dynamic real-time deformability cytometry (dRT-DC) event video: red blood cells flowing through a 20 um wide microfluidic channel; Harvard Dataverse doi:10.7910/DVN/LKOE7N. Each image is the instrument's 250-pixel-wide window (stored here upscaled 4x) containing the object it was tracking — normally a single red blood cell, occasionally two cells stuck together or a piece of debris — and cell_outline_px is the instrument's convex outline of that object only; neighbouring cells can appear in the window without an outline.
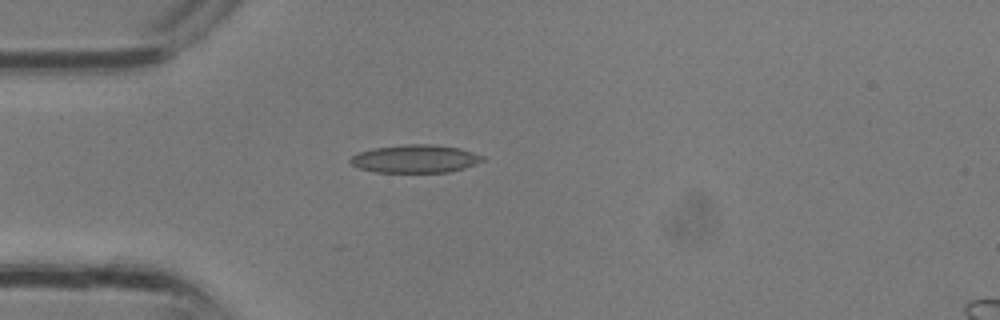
{"species": "common noctule bat (a hibernating species)", "species_latin": "Nyctalus noctula", "temperature_condition": "room temperature", "stored_images_in_passage": 1, "camera_frame_rate_fps": 3000, "um_per_image_px": 0.085, "animal": {"sex": "male", "body_mass_g": 13.3}, "frame": {"image": 1, "passage_image": 1, "time_ms": 0.0, "image_size_px": [1000, 320], "cell_outline_px": [[484, 160], [464, 168], [448, 172], [372, 172], [360, 168], [352, 164], [348, 160], [352, 156], [360, 152], [372, 148], [404, 144], [432, 144], [460, 148], [484, 156]], "centroid_in_image_um": [35.28, 13.49], "position_along_channel_um": 49.7, "area_um2": 21.56}}